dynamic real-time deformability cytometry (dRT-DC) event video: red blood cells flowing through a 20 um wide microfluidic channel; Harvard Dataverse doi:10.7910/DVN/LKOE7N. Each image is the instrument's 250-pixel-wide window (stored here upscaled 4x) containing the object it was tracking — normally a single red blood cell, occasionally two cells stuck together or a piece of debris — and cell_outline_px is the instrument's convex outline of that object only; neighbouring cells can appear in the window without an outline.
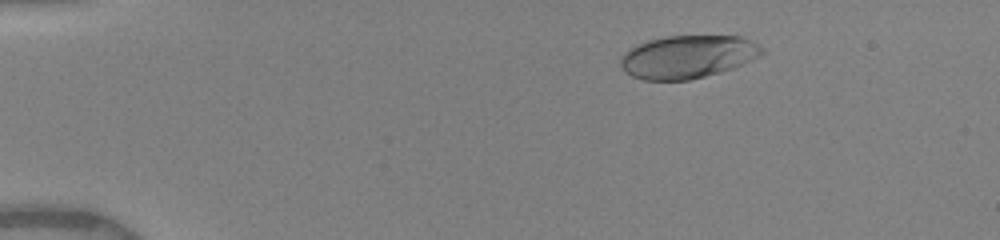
{"species": "human", "species_latin": "Homo sapiens", "temperature_condition": "warm", "stored_images_in_passage": 24, "camera_frame_rate_fps": 3000, "um_per_image_px": 0.085, "donor": {"sex": "female"}, "frame": {"image": 1, "passage_image": 3, "time_ms": 1.0, "image_size_px": [1000, 240], "cell_outline_px": [[768, 52], [760, 56], [732, 68], [720, 72], [688, 80], [644, 80], [632, 76], [624, 72], [620, 64], [620, 56], [624, 52], [636, 44], [648, 40], [668, 36], [740, 36], [764, 48]], "centroid_in_image_um": [58.43, 4.82], "position_along_channel_um": 26.6, "area_um2": 35.43}}
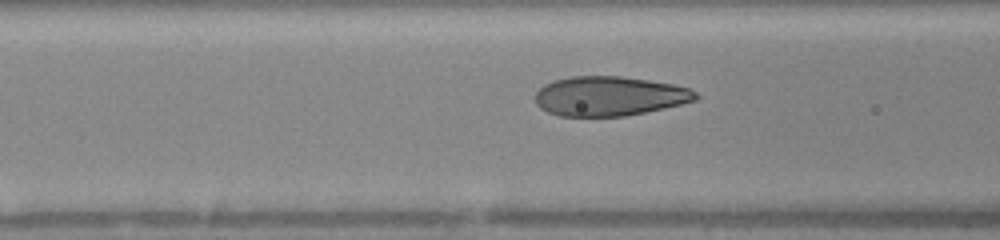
{"frame": {"image": 2, "passage_image": 18, "time_ms": 5.333, "image_size_px": [1000, 240], "cell_outline_px": [[700, 96], [696, 100], [664, 108], [624, 116], [560, 116], [548, 112], [540, 108], [536, 104], [532, 96], [544, 84], [552, 80], [572, 76], [620, 76], [648, 80], [672, 84], [688, 88], [696, 92]], "centroid_in_image_um": [51.75, 8.17], "position_along_channel_um": 114.9, "area_um2": 37.05}}
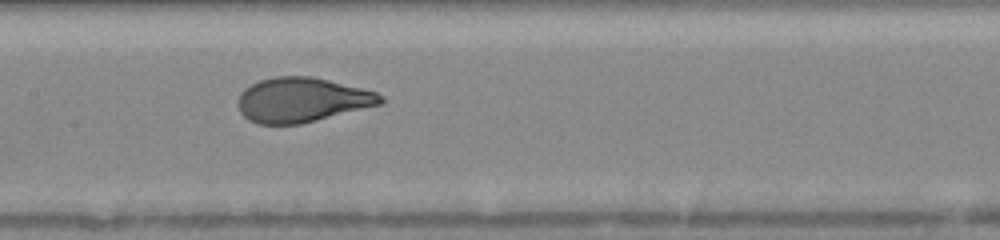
{"frame": {"image": 3, "passage_image": 22, "time_ms": 7.0, "image_size_px": [1000, 240], "cell_outline_px": [[384, 100], [380, 104], [300, 124], [256, 124], [248, 120], [240, 112], [236, 104], [236, 100], [240, 92], [244, 88], [260, 80], [276, 76], [312, 76], [376, 92], [384, 96]], "centroid_in_image_um": [25.59, 8.49], "position_along_channel_um": 181.8, "area_um2": 36.99}}